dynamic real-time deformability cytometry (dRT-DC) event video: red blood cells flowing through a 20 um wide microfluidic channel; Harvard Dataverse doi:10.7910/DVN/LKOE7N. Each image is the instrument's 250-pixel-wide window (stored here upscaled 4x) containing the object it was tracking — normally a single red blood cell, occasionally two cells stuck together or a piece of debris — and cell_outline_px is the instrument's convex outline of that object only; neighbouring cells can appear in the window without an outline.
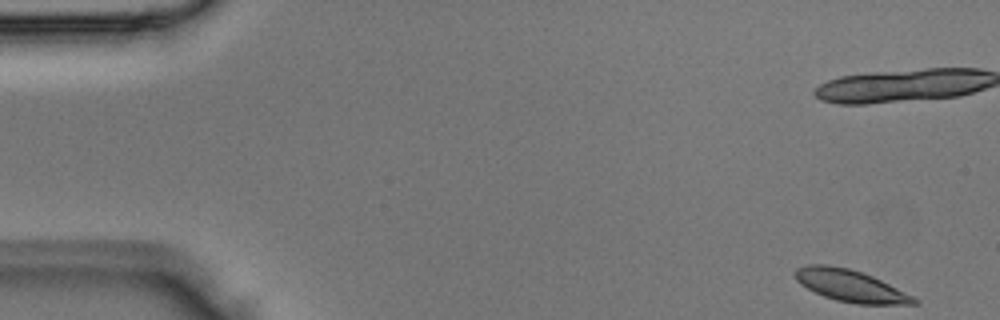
{"species": "Egyptian fruit bat (a non-hibernating species)", "species_latin": "Rousettus aegyptiacus", "temperature_condition": "room temperature", "stored_images_in_passage": 4, "camera_frame_rate_fps": 3000, "um_per_image_px": 0.085, "animal": {"sex": "male"}, "frame": {"image": 1, "passage_image": 1, "time_ms": 0.0, "image_size_px": [1000, 320], "cell_outline_px": [[920, 300], [916, 304], [856, 304], [836, 300], [824, 296], [800, 284], [796, 280], [792, 272], [796, 268], [808, 264], [828, 264], [848, 268], [872, 276]], "centroid_in_image_um": [72.23, 24.28], "position_along_channel_um": 12.8, "area_um2": 21.91}}